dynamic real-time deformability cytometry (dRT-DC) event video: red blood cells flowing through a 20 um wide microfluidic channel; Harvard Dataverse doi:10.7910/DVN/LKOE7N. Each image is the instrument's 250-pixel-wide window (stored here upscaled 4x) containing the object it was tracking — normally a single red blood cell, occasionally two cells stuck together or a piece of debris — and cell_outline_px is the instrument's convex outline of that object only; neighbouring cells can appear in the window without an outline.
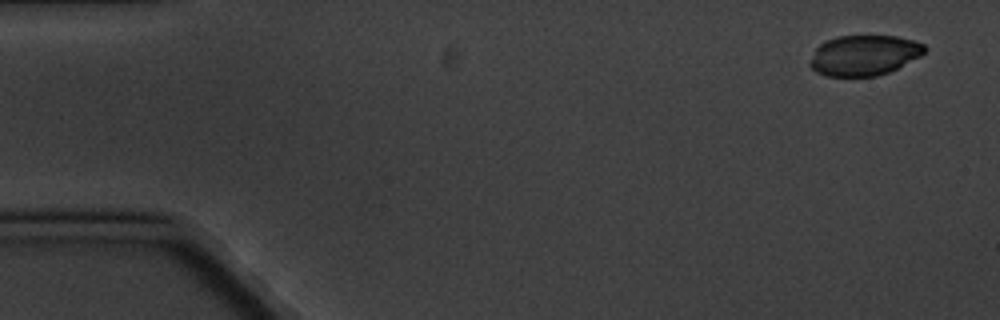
{"species": "common noctule bat (a hibernating species)", "species_latin": "Nyctalus noctula", "temperature_condition": "cold", "stored_images_in_passage": 5, "camera_frame_rate_fps": 3000, "um_per_image_px": 0.085, "animal": {"sex": "male", "body_mass_g": 20.1, "forearm_length_mm": 53.5}, "frame": {"image": 1, "passage_image": 1, "time_ms": 0.0, "image_size_px": [1000, 320], "cell_outline_px": [[928, 48], [920, 56], [888, 72], [876, 76], [824, 76], [816, 72], [808, 64], [816, 48], [824, 40], [836, 36], [896, 36], [912, 40], [924, 44]], "centroid_in_image_um": [73.41, 4.69], "position_along_channel_um": 11.6, "area_um2": 26.93}}